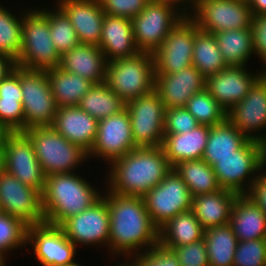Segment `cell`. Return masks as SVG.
Segmentation results:
<instances>
[{
  "instance_id": "cell-1",
  "label": "cell",
  "mask_w": 266,
  "mask_h": 266,
  "mask_svg": "<svg viewBox=\"0 0 266 266\" xmlns=\"http://www.w3.org/2000/svg\"><path fill=\"white\" fill-rule=\"evenodd\" d=\"M102 197L110 216L107 254L133 257L158 244L159 229L152 223L143 197L118 195L107 189Z\"/></svg>"
},
{
  "instance_id": "cell-2",
  "label": "cell",
  "mask_w": 266,
  "mask_h": 266,
  "mask_svg": "<svg viewBox=\"0 0 266 266\" xmlns=\"http://www.w3.org/2000/svg\"><path fill=\"white\" fill-rule=\"evenodd\" d=\"M106 189L118 195L144 197L173 168L160 147H136L112 161Z\"/></svg>"
},
{
  "instance_id": "cell-3",
  "label": "cell",
  "mask_w": 266,
  "mask_h": 266,
  "mask_svg": "<svg viewBox=\"0 0 266 266\" xmlns=\"http://www.w3.org/2000/svg\"><path fill=\"white\" fill-rule=\"evenodd\" d=\"M42 194L44 223L61 226L68 218L90 208L102 194L79 173L51 174L45 177Z\"/></svg>"
},
{
  "instance_id": "cell-4",
  "label": "cell",
  "mask_w": 266,
  "mask_h": 266,
  "mask_svg": "<svg viewBox=\"0 0 266 266\" xmlns=\"http://www.w3.org/2000/svg\"><path fill=\"white\" fill-rule=\"evenodd\" d=\"M23 11L21 52L15 65L39 71L59 67L61 56L50 37L48 17L36 7Z\"/></svg>"
},
{
  "instance_id": "cell-5",
  "label": "cell",
  "mask_w": 266,
  "mask_h": 266,
  "mask_svg": "<svg viewBox=\"0 0 266 266\" xmlns=\"http://www.w3.org/2000/svg\"><path fill=\"white\" fill-rule=\"evenodd\" d=\"M23 133L31 141L45 176L72 173L88 159L86 151L66 140L51 126L32 127Z\"/></svg>"
},
{
  "instance_id": "cell-6",
  "label": "cell",
  "mask_w": 266,
  "mask_h": 266,
  "mask_svg": "<svg viewBox=\"0 0 266 266\" xmlns=\"http://www.w3.org/2000/svg\"><path fill=\"white\" fill-rule=\"evenodd\" d=\"M125 103L154 90V58L150 53L109 61L104 82Z\"/></svg>"
},
{
  "instance_id": "cell-7",
  "label": "cell",
  "mask_w": 266,
  "mask_h": 266,
  "mask_svg": "<svg viewBox=\"0 0 266 266\" xmlns=\"http://www.w3.org/2000/svg\"><path fill=\"white\" fill-rule=\"evenodd\" d=\"M187 15V11L171 0H151L133 18V34L139 52L154 54L169 31Z\"/></svg>"
},
{
  "instance_id": "cell-8",
  "label": "cell",
  "mask_w": 266,
  "mask_h": 266,
  "mask_svg": "<svg viewBox=\"0 0 266 266\" xmlns=\"http://www.w3.org/2000/svg\"><path fill=\"white\" fill-rule=\"evenodd\" d=\"M266 166V154L259 141L249 139L233 155L219 158L213 165L222 189L246 194L260 171Z\"/></svg>"
},
{
  "instance_id": "cell-9",
  "label": "cell",
  "mask_w": 266,
  "mask_h": 266,
  "mask_svg": "<svg viewBox=\"0 0 266 266\" xmlns=\"http://www.w3.org/2000/svg\"><path fill=\"white\" fill-rule=\"evenodd\" d=\"M187 15L200 30L213 34L249 28L252 19L247 0H195Z\"/></svg>"
},
{
  "instance_id": "cell-10",
  "label": "cell",
  "mask_w": 266,
  "mask_h": 266,
  "mask_svg": "<svg viewBox=\"0 0 266 266\" xmlns=\"http://www.w3.org/2000/svg\"><path fill=\"white\" fill-rule=\"evenodd\" d=\"M22 105L25 130L32 127L50 126L58 106L51 93L47 71L20 68Z\"/></svg>"
},
{
  "instance_id": "cell-11",
  "label": "cell",
  "mask_w": 266,
  "mask_h": 266,
  "mask_svg": "<svg viewBox=\"0 0 266 266\" xmlns=\"http://www.w3.org/2000/svg\"><path fill=\"white\" fill-rule=\"evenodd\" d=\"M137 147H160L164 140L165 111L159 94L152 92L126 103Z\"/></svg>"
},
{
  "instance_id": "cell-12",
  "label": "cell",
  "mask_w": 266,
  "mask_h": 266,
  "mask_svg": "<svg viewBox=\"0 0 266 266\" xmlns=\"http://www.w3.org/2000/svg\"><path fill=\"white\" fill-rule=\"evenodd\" d=\"M143 199L152 223L159 229L179 213L191 210L193 197L186 183L172 168Z\"/></svg>"
},
{
  "instance_id": "cell-13",
  "label": "cell",
  "mask_w": 266,
  "mask_h": 266,
  "mask_svg": "<svg viewBox=\"0 0 266 266\" xmlns=\"http://www.w3.org/2000/svg\"><path fill=\"white\" fill-rule=\"evenodd\" d=\"M2 150L4 171L42 193L46 176L29 138L23 132H9L5 136Z\"/></svg>"
},
{
  "instance_id": "cell-14",
  "label": "cell",
  "mask_w": 266,
  "mask_h": 266,
  "mask_svg": "<svg viewBox=\"0 0 266 266\" xmlns=\"http://www.w3.org/2000/svg\"><path fill=\"white\" fill-rule=\"evenodd\" d=\"M136 147L132 136L130 116L125 107L119 113L98 121L97 136L88 153V158L97 157L98 160L107 161L109 165Z\"/></svg>"
},
{
  "instance_id": "cell-15",
  "label": "cell",
  "mask_w": 266,
  "mask_h": 266,
  "mask_svg": "<svg viewBox=\"0 0 266 266\" xmlns=\"http://www.w3.org/2000/svg\"><path fill=\"white\" fill-rule=\"evenodd\" d=\"M195 22L186 15L153 54L155 74H172L192 65Z\"/></svg>"
},
{
  "instance_id": "cell-16",
  "label": "cell",
  "mask_w": 266,
  "mask_h": 266,
  "mask_svg": "<svg viewBox=\"0 0 266 266\" xmlns=\"http://www.w3.org/2000/svg\"><path fill=\"white\" fill-rule=\"evenodd\" d=\"M0 210L29 226L44 223L41 192L5 171L0 175Z\"/></svg>"
},
{
  "instance_id": "cell-17",
  "label": "cell",
  "mask_w": 266,
  "mask_h": 266,
  "mask_svg": "<svg viewBox=\"0 0 266 266\" xmlns=\"http://www.w3.org/2000/svg\"><path fill=\"white\" fill-rule=\"evenodd\" d=\"M110 216L107 201L101 197L90 208L68 218L60 227L77 247L79 244L105 245L109 249Z\"/></svg>"
},
{
  "instance_id": "cell-18",
  "label": "cell",
  "mask_w": 266,
  "mask_h": 266,
  "mask_svg": "<svg viewBox=\"0 0 266 266\" xmlns=\"http://www.w3.org/2000/svg\"><path fill=\"white\" fill-rule=\"evenodd\" d=\"M27 245H32L35 258L42 266L78 264L74 258L79 248L66 237L60 226L30 225Z\"/></svg>"
},
{
  "instance_id": "cell-19",
  "label": "cell",
  "mask_w": 266,
  "mask_h": 266,
  "mask_svg": "<svg viewBox=\"0 0 266 266\" xmlns=\"http://www.w3.org/2000/svg\"><path fill=\"white\" fill-rule=\"evenodd\" d=\"M226 119L248 139L262 142L266 136V83L259 78L226 113Z\"/></svg>"
},
{
  "instance_id": "cell-20",
  "label": "cell",
  "mask_w": 266,
  "mask_h": 266,
  "mask_svg": "<svg viewBox=\"0 0 266 266\" xmlns=\"http://www.w3.org/2000/svg\"><path fill=\"white\" fill-rule=\"evenodd\" d=\"M247 66H228L206 78L205 89L228 112L242 101L259 79V72H249Z\"/></svg>"
},
{
  "instance_id": "cell-21",
  "label": "cell",
  "mask_w": 266,
  "mask_h": 266,
  "mask_svg": "<svg viewBox=\"0 0 266 266\" xmlns=\"http://www.w3.org/2000/svg\"><path fill=\"white\" fill-rule=\"evenodd\" d=\"M206 78L194 66L172 74H155L154 90L159 94L164 107H185L194 94L205 90Z\"/></svg>"
},
{
  "instance_id": "cell-22",
  "label": "cell",
  "mask_w": 266,
  "mask_h": 266,
  "mask_svg": "<svg viewBox=\"0 0 266 266\" xmlns=\"http://www.w3.org/2000/svg\"><path fill=\"white\" fill-rule=\"evenodd\" d=\"M69 17L80 43L99 46L105 13L98 0H56Z\"/></svg>"
},
{
  "instance_id": "cell-23",
  "label": "cell",
  "mask_w": 266,
  "mask_h": 266,
  "mask_svg": "<svg viewBox=\"0 0 266 266\" xmlns=\"http://www.w3.org/2000/svg\"><path fill=\"white\" fill-rule=\"evenodd\" d=\"M50 126L66 140L89 153L97 136L98 120L78 106H66L57 109Z\"/></svg>"
},
{
  "instance_id": "cell-24",
  "label": "cell",
  "mask_w": 266,
  "mask_h": 266,
  "mask_svg": "<svg viewBox=\"0 0 266 266\" xmlns=\"http://www.w3.org/2000/svg\"><path fill=\"white\" fill-rule=\"evenodd\" d=\"M99 47L108 62L136 55L131 19L105 14Z\"/></svg>"
},
{
  "instance_id": "cell-25",
  "label": "cell",
  "mask_w": 266,
  "mask_h": 266,
  "mask_svg": "<svg viewBox=\"0 0 266 266\" xmlns=\"http://www.w3.org/2000/svg\"><path fill=\"white\" fill-rule=\"evenodd\" d=\"M107 63L99 46L79 43L61 56L59 67L93 84H101L106 79Z\"/></svg>"
},
{
  "instance_id": "cell-26",
  "label": "cell",
  "mask_w": 266,
  "mask_h": 266,
  "mask_svg": "<svg viewBox=\"0 0 266 266\" xmlns=\"http://www.w3.org/2000/svg\"><path fill=\"white\" fill-rule=\"evenodd\" d=\"M20 67L15 66L0 80V123L8 132H24Z\"/></svg>"
},
{
  "instance_id": "cell-27",
  "label": "cell",
  "mask_w": 266,
  "mask_h": 266,
  "mask_svg": "<svg viewBox=\"0 0 266 266\" xmlns=\"http://www.w3.org/2000/svg\"><path fill=\"white\" fill-rule=\"evenodd\" d=\"M239 194L221 189L215 193L194 196L192 208L204 230L229 224L235 200Z\"/></svg>"
},
{
  "instance_id": "cell-28",
  "label": "cell",
  "mask_w": 266,
  "mask_h": 266,
  "mask_svg": "<svg viewBox=\"0 0 266 266\" xmlns=\"http://www.w3.org/2000/svg\"><path fill=\"white\" fill-rule=\"evenodd\" d=\"M229 224L238 242L266 239V215L245 194L237 196Z\"/></svg>"
},
{
  "instance_id": "cell-29",
  "label": "cell",
  "mask_w": 266,
  "mask_h": 266,
  "mask_svg": "<svg viewBox=\"0 0 266 266\" xmlns=\"http://www.w3.org/2000/svg\"><path fill=\"white\" fill-rule=\"evenodd\" d=\"M210 126L198 125L190 132L180 134H164L162 148L173 167L184 160L202 159Z\"/></svg>"
},
{
  "instance_id": "cell-30",
  "label": "cell",
  "mask_w": 266,
  "mask_h": 266,
  "mask_svg": "<svg viewBox=\"0 0 266 266\" xmlns=\"http://www.w3.org/2000/svg\"><path fill=\"white\" fill-rule=\"evenodd\" d=\"M203 237L204 229L192 210L179 213L158 230V243L166 248L191 244Z\"/></svg>"
},
{
  "instance_id": "cell-31",
  "label": "cell",
  "mask_w": 266,
  "mask_h": 266,
  "mask_svg": "<svg viewBox=\"0 0 266 266\" xmlns=\"http://www.w3.org/2000/svg\"><path fill=\"white\" fill-rule=\"evenodd\" d=\"M47 77L58 108L77 106L93 85L88 79L67 72L60 67L47 70Z\"/></svg>"
},
{
  "instance_id": "cell-32",
  "label": "cell",
  "mask_w": 266,
  "mask_h": 266,
  "mask_svg": "<svg viewBox=\"0 0 266 266\" xmlns=\"http://www.w3.org/2000/svg\"><path fill=\"white\" fill-rule=\"evenodd\" d=\"M248 140L246 136L226 119L223 123L210 127L202 159L213 166L219 158L233 155Z\"/></svg>"
},
{
  "instance_id": "cell-33",
  "label": "cell",
  "mask_w": 266,
  "mask_h": 266,
  "mask_svg": "<svg viewBox=\"0 0 266 266\" xmlns=\"http://www.w3.org/2000/svg\"><path fill=\"white\" fill-rule=\"evenodd\" d=\"M214 36L227 66H246L255 54L251 26L246 29L217 32Z\"/></svg>"
},
{
  "instance_id": "cell-34",
  "label": "cell",
  "mask_w": 266,
  "mask_h": 266,
  "mask_svg": "<svg viewBox=\"0 0 266 266\" xmlns=\"http://www.w3.org/2000/svg\"><path fill=\"white\" fill-rule=\"evenodd\" d=\"M173 169L186 183L192 197L215 193L222 189L213 166L203 159L184 160L174 165Z\"/></svg>"
},
{
  "instance_id": "cell-35",
  "label": "cell",
  "mask_w": 266,
  "mask_h": 266,
  "mask_svg": "<svg viewBox=\"0 0 266 266\" xmlns=\"http://www.w3.org/2000/svg\"><path fill=\"white\" fill-rule=\"evenodd\" d=\"M192 66L196 67L205 78L228 67L220 53L214 34L200 30L196 23Z\"/></svg>"
},
{
  "instance_id": "cell-36",
  "label": "cell",
  "mask_w": 266,
  "mask_h": 266,
  "mask_svg": "<svg viewBox=\"0 0 266 266\" xmlns=\"http://www.w3.org/2000/svg\"><path fill=\"white\" fill-rule=\"evenodd\" d=\"M209 266H233L238 240L230 224L209 227L203 237Z\"/></svg>"
},
{
  "instance_id": "cell-37",
  "label": "cell",
  "mask_w": 266,
  "mask_h": 266,
  "mask_svg": "<svg viewBox=\"0 0 266 266\" xmlns=\"http://www.w3.org/2000/svg\"><path fill=\"white\" fill-rule=\"evenodd\" d=\"M96 120L122 111L126 103L105 83L93 84L77 105Z\"/></svg>"
},
{
  "instance_id": "cell-38",
  "label": "cell",
  "mask_w": 266,
  "mask_h": 266,
  "mask_svg": "<svg viewBox=\"0 0 266 266\" xmlns=\"http://www.w3.org/2000/svg\"><path fill=\"white\" fill-rule=\"evenodd\" d=\"M9 11V8L0 5V54L17 62L22 44L23 14Z\"/></svg>"
},
{
  "instance_id": "cell-39",
  "label": "cell",
  "mask_w": 266,
  "mask_h": 266,
  "mask_svg": "<svg viewBox=\"0 0 266 266\" xmlns=\"http://www.w3.org/2000/svg\"><path fill=\"white\" fill-rule=\"evenodd\" d=\"M54 6L56 9L53 7L52 9L46 7L42 9L41 6L39 8L48 17L50 37L57 52L62 56L77 46L80 41L69 17L58 5L55 4Z\"/></svg>"
},
{
  "instance_id": "cell-40",
  "label": "cell",
  "mask_w": 266,
  "mask_h": 266,
  "mask_svg": "<svg viewBox=\"0 0 266 266\" xmlns=\"http://www.w3.org/2000/svg\"><path fill=\"white\" fill-rule=\"evenodd\" d=\"M185 108L194 116L200 125L214 126L226 120V111L205 89L194 94Z\"/></svg>"
},
{
  "instance_id": "cell-41",
  "label": "cell",
  "mask_w": 266,
  "mask_h": 266,
  "mask_svg": "<svg viewBox=\"0 0 266 266\" xmlns=\"http://www.w3.org/2000/svg\"><path fill=\"white\" fill-rule=\"evenodd\" d=\"M28 227L23 220L0 212V254H6L24 248L27 245Z\"/></svg>"
},
{
  "instance_id": "cell-42",
  "label": "cell",
  "mask_w": 266,
  "mask_h": 266,
  "mask_svg": "<svg viewBox=\"0 0 266 266\" xmlns=\"http://www.w3.org/2000/svg\"><path fill=\"white\" fill-rule=\"evenodd\" d=\"M233 266H266V239L238 242Z\"/></svg>"
},
{
  "instance_id": "cell-43",
  "label": "cell",
  "mask_w": 266,
  "mask_h": 266,
  "mask_svg": "<svg viewBox=\"0 0 266 266\" xmlns=\"http://www.w3.org/2000/svg\"><path fill=\"white\" fill-rule=\"evenodd\" d=\"M200 125L185 108H170L165 111L164 134H180L193 130Z\"/></svg>"
},
{
  "instance_id": "cell-44",
  "label": "cell",
  "mask_w": 266,
  "mask_h": 266,
  "mask_svg": "<svg viewBox=\"0 0 266 266\" xmlns=\"http://www.w3.org/2000/svg\"><path fill=\"white\" fill-rule=\"evenodd\" d=\"M171 249L180 266H209V259L204 239Z\"/></svg>"
},
{
  "instance_id": "cell-45",
  "label": "cell",
  "mask_w": 266,
  "mask_h": 266,
  "mask_svg": "<svg viewBox=\"0 0 266 266\" xmlns=\"http://www.w3.org/2000/svg\"><path fill=\"white\" fill-rule=\"evenodd\" d=\"M101 9L110 16L135 18L151 0H98Z\"/></svg>"
},
{
  "instance_id": "cell-46",
  "label": "cell",
  "mask_w": 266,
  "mask_h": 266,
  "mask_svg": "<svg viewBox=\"0 0 266 266\" xmlns=\"http://www.w3.org/2000/svg\"><path fill=\"white\" fill-rule=\"evenodd\" d=\"M131 258L138 266H180L174 252L159 243L150 250Z\"/></svg>"
},
{
  "instance_id": "cell-47",
  "label": "cell",
  "mask_w": 266,
  "mask_h": 266,
  "mask_svg": "<svg viewBox=\"0 0 266 266\" xmlns=\"http://www.w3.org/2000/svg\"><path fill=\"white\" fill-rule=\"evenodd\" d=\"M251 29L255 56L266 60V15H252Z\"/></svg>"
},
{
  "instance_id": "cell-48",
  "label": "cell",
  "mask_w": 266,
  "mask_h": 266,
  "mask_svg": "<svg viewBox=\"0 0 266 266\" xmlns=\"http://www.w3.org/2000/svg\"><path fill=\"white\" fill-rule=\"evenodd\" d=\"M266 166L260 171L257 178L251 184L245 194L251 199L266 215Z\"/></svg>"
},
{
  "instance_id": "cell-49",
  "label": "cell",
  "mask_w": 266,
  "mask_h": 266,
  "mask_svg": "<svg viewBox=\"0 0 266 266\" xmlns=\"http://www.w3.org/2000/svg\"><path fill=\"white\" fill-rule=\"evenodd\" d=\"M15 62L9 57L0 54V80L4 78L15 67Z\"/></svg>"
},
{
  "instance_id": "cell-50",
  "label": "cell",
  "mask_w": 266,
  "mask_h": 266,
  "mask_svg": "<svg viewBox=\"0 0 266 266\" xmlns=\"http://www.w3.org/2000/svg\"><path fill=\"white\" fill-rule=\"evenodd\" d=\"M251 15H266V0H247Z\"/></svg>"
},
{
  "instance_id": "cell-51",
  "label": "cell",
  "mask_w": 266,
  "mask_h": 266,
  "mask_svg": "<svg viewBox=\"0 0 266 266\" xmlns=\"http://www.w3.org/2000/svg\"><path fill=\"white\" fill-rule=\"evenodd\" d=\"M171 1H175L188 12V10L194 5L195 0H171Z\"/></svg>"
},
{
  "instance_id": "cell-52",
  "label": "cell",
  "mask_w": 266,
  "mask_h": 266,
  "mask_svg": "<svg viewBox=\"0 0 266 266\" xmlns=\"http://www.w3.org/2000/svg\"><path fill=\"white\" fill-rule=\"evenodd\" d=\"M123 263H116V266H138V264L131 257H124Z\"/></svg>"
},
{
  "instance_id": "cell-53",
  "label": "cell",
  "mask_w": 266,
  "mask_h": 266,
  "mask_svg": "<svg viewBox=\"0 0 266 266\" xmlns=\"http://www.w3.org/2000/svg\"><path fill=\"white\" fill-rule=\"evenodd\" d=\"M8 133L7 129L0 123V148L3 147L5 136Z\"/></svg>"
},
{
  "instance_id": "cell-54",
  "label": "cell",
  "mask_w": 266,
  "mask_h": 266,
  "mask_svg": "<svg viewBox=\"0 0 266 266\" xmlns=\"http://www.w3.org/2000/svg\"><path fill=\"white\" fill-rule=\"evenodd\" d=\"M261 65L262 69L259 71V78L266 83V60H264Z\"/></svg>"
},
{
  "instance_id": "cell-55",
  "label": "cell",
  "mask_w": 266,
  "mask_h": 266,
  "mask_svg": "<svg viewBox=\"0 0 266 266\" xmlns=\"http://www.w3.org/2000/svg\"><path fill=\"white\" fill-rule=\"evenodd\" d=\"M4 172V155L3 150L0 148V175Z\"/></svg>"
},
{
  "instance_id": "cell-56",
  "label": "cell",
  "mask_w": 266,
  "mask_h": 266,
  "mask_svg": "<svg viewBox=\"0 0 266 266\" xmlns=\"http://www.w3.org/2000/svg\"><path fill=\"white\" fill-rule=\"evenodd\" d=\"M7 259L8 258H5L3 255L0 254V266H7Z\"/></svg>"
},
{
  "instance_id": "cell-57",
  "label": "cell",
  "mask_w": 266,
  "mask_h": 266,
  "mask_svg": "<svg viewBox=\"0 0 266 266\" xmlns=\"http://www.w3.org/2000/svg\"><path fill=\"white\" fill-rule=\"evenodd\" d=\"M261 143L263 145V148H264V151H265V154H266V136H265V139Z\"/></svg>"
},
{
  "instance_id": "cell-58",
  "label": "cell",
  "mask_w": 266,
  "mask_h": 266,
  "mask_svg": "<svg viewBox=\"0 0 266 266\" xmlns=\"http://www.w3.org/2000/svg\"><path fill=\"white\" fill-rule=\"evenodd\" d=\"M50 266H82L81 264H72V265H50Z\"/></svg>"
}]
</instances>
